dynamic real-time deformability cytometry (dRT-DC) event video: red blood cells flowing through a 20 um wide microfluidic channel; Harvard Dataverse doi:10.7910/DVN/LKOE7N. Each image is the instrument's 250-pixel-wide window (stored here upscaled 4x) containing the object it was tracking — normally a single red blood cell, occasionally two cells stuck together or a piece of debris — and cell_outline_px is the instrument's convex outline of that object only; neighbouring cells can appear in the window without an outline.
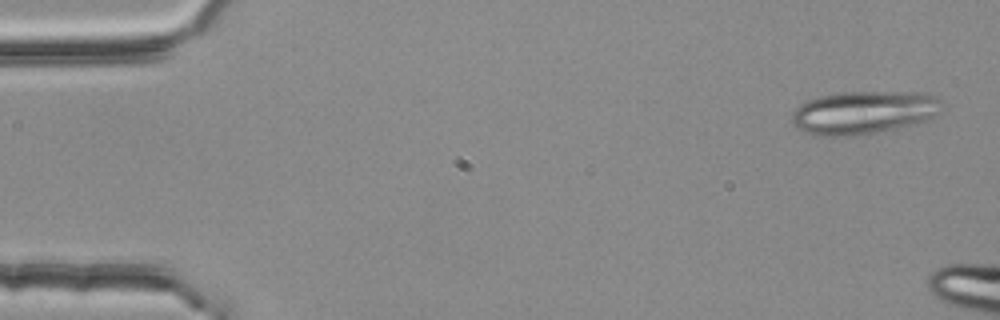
{"species": "common noctule bat (a hibernating species)", "species_latin": "Nyctalus noctula", "temperature_condition": "room temperature", "stored_images_in_passage": 8, "camera_frame_rate_fps": 3000, "um_per_image_px": 0.085, "animal": {"sex": "female", "body_mass_g": 25.1}, "frame": {"image": 1, "passage_image": 2, "time_ms": 0.333, "image_size_px": [1000, 320], "cell_outline_px": [[944, 108], [932, 116], [924, 120], [896, 128], [876, 132], [852, 136], [824, 136], [804, 132], [796, 128], [792, 124], [792, 112], [796, 108], [808, 100], [820, 96], [840, 92], [916, 92], [932, 96], [940, 100]], "centroid_in_image_um": [73.36, 9.56], "position_along_channel_um": 11.6, "area_um2": 37.34}}